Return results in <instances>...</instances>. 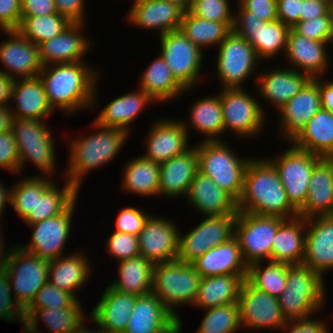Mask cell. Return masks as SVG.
Returning a JSON list of instances; mask_svg holds the SVG:
<instances>
[{"label": "cell", "instance_id": "1", "mask_svg": "<svg viewBox=\"0 0 333 333\" xmlns=\"http://www.w3.org/2000/svg\"><path fill=\"white\" fill-rule=\"evenodd\" d=\"M93 68L87 62L42 66L38 77L54 111L73 115L97 105L100 72Z\"/></svg>", "mask_w": 333, "mask_h": 333}, {"label": "cell", "instance_id": "2", "mask_svg": "<svg viewBox=\"0 0 333 333\" xmlns=\"http://www.w3.org/2000/svg\"><path fill=\"white\" fill-rule=\"evenodd\" d=\"M237 209L239 212L283 219L298 216V211L288 201L276 168L266 157H251L248 162Z\"/></svg>", "mask_w": 333, "mask_h": 333}, {"label": "cell", "instance_id": "3", "mask_svg": "<svg viewBox=\"0 0 333 333\" xmlns=\"http://www.w3.org/2000/svg\"><path fill=\"white\" fill-rule=\"evenodd\" d=\"M94 133L68 139L69 163L63 177L79 191L84 176L115 160L130 134L126 130L105 127L93 121Z\"/></svg>", "mask_w": 333, "mask_h": 333}, {"label": "cell", "instance_id": "4", "mask_svg": "<svg viewBox=\"0 0 333 333\" xmlns=\"http://www.w3.org/2000/svg\"><path fill=\"white\" fill-rule=\"evenodd\" d=\"M325 279L304 264L287 267V283L278 297L282 315L288 321L307 320L325 306Z\"/></svg>", "mask_w": 333, "mask_h": 333}, {"label": "cell", "instance_id": "5", "mask_svg": "<svg viewBox=\"0 0 333 333\" xmlns=\"http://www.w3.org/2000/svg\"><path fill=\"white\" fill-rule=\"evenodd\" d=\"M198 155L199 172L213 182L236 201L243 192L245 169L250 157H238L223 140L200 141L195 144Z\"/></svg>", "mask_w": 333, "mask_h": 333}, {"label": "cell", "instance_id": "6", "mask_svg": "<svg viewBox=\"0 0 333 333\" xmlns=\"http://www.w3.org/2000/svg\"><path fill=\"white\" fill-rule=\"evenodd\" d=\"M48 126L47 121L13 118L11 131L19 154V175L24 171V165L32 162L41 171V176H55L56 140Z\"/></svg>", "mask_w": 333, "mask_h": 333}, {"label": "cell", "instance_id": "7", "mask_svg": "<svg viewBox=\"0 0 333 333\" xmlns=\"http://www.w3.org/2000/svg\"><path fill=\"white\" fill-rule=\"evenodd\" d=\"M201 280L193 264L174 260L154 264L152 292L176 317L181 318L176 307L193 306Z\"/></svg>", "mask_w": 333, "mask_h": 333}, {"label": "cell", "instance_id": "8", "mask_svg": "<svg viewBox=\"0 0 333 333\" xmlns=\"http://www.w3.org/2000/svg\"><path fill=\"white\" fill-rule=\"evenodd\" d=\"M218 95L222 108L224 132L229 130L238 139L248 137L251 139L261 134L264 126L267 125L266 120L269 118H267L268 112L264 110L258 97L252 96L246 88H221Z\"/></svg>", "mask_w": 333, "mask_h": 333}, {"label": "cell", "instance_id": "9", "mask_svg": "<svg viewBox=\"0 0 333 333\" xmlns=\"http://www.w3.org/2000/svg\"><path fill=\"white\" fill-rule=\"evenodd\" d=\"M4 268L14 299L25 310L39 289L48 282L49 261L23 250L18 244L11 246Z\"/></svg>", "mask_w": 333, "mask_h": 333}, {"label": "cell", "instance_id": "10", "mask_svg": "<svg viewBox=\"0 0 333 333\" xmlns=\"http://www.w3.org/2000/svg\"><path fill=\"white\" fill-rule=\"evenodd\" d=\"M215 63L221 88L231 89L246 88V80L255 74L257 77L262 62L252 45L231 31L219 44Z\"/></svg>", "mask_w": 333, "mask_h": 333}, {"label": "cell", "instance_id": "11", "mask_svg": "<svg viewBox=\"0 0 333 333\" xmlns=\"http://www.w3.org/2000/svg\"><path fill=\"white\" fill-rule=\"evenodd\" d=\"M235 6L232 31L252 45L261 61L274 59L279 53H283L284 58L291 28L278 19L261 21L251 16V12L246 11L239 3Z\"/></svg>", "mask_w": 333, "mask_h": 333}, {"label": "cell", "instance_id": "12", "mask_svg": "<svg viewBox=\"0 0 333 333\" xmlns=\"http://www.w3.org/2000/svg\"><path fill=\"white\" fill-rule=\"evenodd\" d=\"M283 218L237 213L234 223V237L237 239L244 263L271 261V247Z\"/></svg>", "mask_w": 333, "mask_h": 333}, {"label": "cell", "instance_id": "13", "mask_svg": "<svg viewBox=\"0 0 333 333\" xmlns=\"http://www.w3.org/2000/svg\"><path fill=\"white\" fill-rule=\"evenodd\" d=\"M267 158L276 168L288 201L298 211L308 195L311 174L323 157L294 147Z\"/></svg>", "mask_w": 333, "mask_h": 333}, {"label": "cell", "instance_id": "14", "mask_svg": "<svg viewBox=\"0 0 333 333\" xmlns=\"http://www.w3.org/2000/svg\"><path fill=\"white\" fill-rule=\"evenodd\" d=\"M158 37L160 55L166 61L172 76L184 89L195 88L202 79L205 52L189 40L180 29Z\"/></svg>", "mask_w": 333, "mask_h": 333}, {"label": "cell", "instance_id": "15", "mask_svg": "<svg viewBox=\"0 0 333 333\" xmlns=\"http://www.w3.org/2000/svg\"><path fill=\"white\" fill-rule=\"evenodd\" d=\"M237 215H204L195 228L181 234L179 231V261L192 264L209 249L227 242L234 236Z\"/></svg>", "mask_w": 333, "mask_h": 333}, {"label": "cell", "instance_id": "16", "mask_svg": "<svg viewBox=\"0 0 333 333\" xmlns=\"http://www.w3.org/2000/svg\"><path fill=\"white\" fill-rule=\"evenodd\" d=\"M77 201L57 216L35 224H27L33 230L31 239L28 244L20 245L18 243V246L47 261H53L60 256L67 255L64 252L65 245L69 242Z\"/></svg>", "mask_w": 333, "mask_h": 333}, {"label": "cell", "instance_id": "17", "mask_svg": "<svg viewBox=\"0 0 333 333\" xmlns=\"http://www.w3.org/2000/svg\"><path fill=\"white\" fill-rule=\"evenodd\" d=\"M237 303L241 327L251 329L248 333L268 328L281 331L287 324L278 298L255 288L246 279L241 286Z\"/></svg>", "mask_w": 333, "mask_h": 333}, {"label": "cell", "instance_id": "18", "mask_svg": "<svg viewBox=\"0 0 333 333\" xmlns=\"http://www.w3.org/2000/svg\"><path fill=\"white\" fill-rule=\"evenodd\" d=\"M179 229L173 219L151 214L138 234L140 255L153 264L177 260Z\"/></svg>", "mask_w": 333, "mask_h": 333}, {"label": "cell", "instance_id": "19", "mask_svg": "<svg viewBox=\"0 0 333 333\" xmlns=\"http://www.w3.org/2000/svg\"><path fill=\"white\" fill-rule=\"evenodd\" d=\"M6 39L0 42V73L12 79L38 77L42 70L39 47L25 39L17 30H0Z\"/></svg>", "mask_w": 333, "mask_h": 333}, {"label": "cell", "instance_id": "20", "mask_svg": "<svg viewBox=\"0 0 333 333\" xmlns=\"http://www.w3.org/2000/svg\"><path fill=\"white\" fill-rule=\"evenodd\" d=\"M154 121L144 138L147 152L141 155L143 158L160 164L183 154L192 147L181 119L160 117Z\"/></svg>", "mask_w": 333, "mask_h": 333}, {"label": "cell", "instance_id": "21", "mask_svg": "<svg viewBox=\"0 0 333 333\" xmlns=\"http://www.w3.org/2000/svg\"><path fill=\"white\" fill-rule=\"evenodd\" d=\"M85 23H71L57 36L42 42L39 58L42 66L72 62H86V54L91 51L94 39L83 34ZM93 42V43H92Z\"/></svg>", "mask_w": 333, "mask_h": 333}, {"label": "cell", "instance_id": "22", "mask_svg": "<svg viewBox=\"0 0 333 333\" xmlns=\"http://www.w3.org/2000/svg\"><path fill=\"white\" fill-rule=\"evenodd\" d=\"M284 67L279 65L273 69L272 67L266 68L258 73L259 76L255 78L254 82L260 99L271 103L277 111L312 79L308 74L287 66Z\"/></svg>", "mask_w": 333, "mask_h": 333}, {"label": "cell", "instance_id": "23", "mask_svg": "<svg viewBox=\"0 0 333 333\" xmlns=\"http://www.w3.org/2000/svg\"><path fill=\"white\" fill-rule=\"evenodd\" d=\"M321 109L319 77L311 79L303 89L277 112L279 134L289 143L305 124Z\"/></svg>", "mask_w": 333, "mask_h": 333}, {"label": "cell", "instance_id": "24", "mask_svg": "<svg viewBox=\"0 0 333 333\" xmlns=\"http://www.w3.org/2000/svg\"><path fill=\"white\" fill-rule=\"evenodd\" d=\"M329 43L308 39L292 28L287 37L285 59L287 67L308 74L312 79L326 74L330 67Z\"/></svg>", "mask_w": 333, "mask_h": 333}, {"label": "cell", "instance_id": "25", "mask_svg": "<svg viewBox=\"0 0 333 333\" xmlns=\"http://www.w3.org/2000/svg\"><path fill=\"white\" fill-rule=\"evenodd\" d=\"M302 264L318 272L333 270V215L306 219L305 253Z\"/></svg>", "mask_w": 333, "mask_h": 333}, {"label": "cell", "instance_id": "26", "mask_svg": "<svg viewBox=\"0 0 333 333\" xmlns=\"http://www.w3.org/2000/svg\"><path fill=\"white\" fill-rule=\"evenodd\" d=\"M183 14L182 8L166 0H133L126 18L132 26L156 30L161 36L179 30Z\"/></svg>", "mask_w": 333, "mask_h": 333}, {"label": "cell", "instance_id": "27", "mask_svg": "<svg viewBox=\"0 0 333 333\" xmlns=\"http://www.w3.org/2000/svg\"><path fill=\"white\" fill-rule=\"evenodd\" d=\"M136 296L121 293L109 284L105 287L100 300L90 311V321L104 333H123L135 305Z\"/></svg>", "mask_w": 333, "mask_h": 333}, {"label": "cell", "instance_id": "28", "mask_svg": "<svg viewBox=\"0 0 333 333\" xmlns=\"http://www.w3.org/2000/svg\"><path fill=\"white\" fill-rule=\"evenodd\" d=\"M198 169L197 149L193 145L181 155L159 164V196L185 198Z\"/></svg>", "mask_w": 333, "mask_h": 333}, {"label": "cell", "instance_id": "29", "mask_svg": "<svg viewBox=\"0 0 333 333\" xmlns=\"http://www.w3.org/2000/svg\"><path fill=\"white\" fill-rule=\"evenodd\" d=\"M15 101V108L9 105L15 119L47 121L55 111L50 106L39 77L15 79L10 101Z\"/></svg>", "mask_w": 333, "mask_h": 333}, {"label": "cell", "instance_id": "30", "mask_svg": "<svg viewBox=\"0 0 333 333\" xmlns=\"http://www.w3.org/2000/svg\"><path fill=\"white\" fill-rule=\"evenodd\" d=\"M204 215H237V201L219 188L211 178L197 172L184 198Z\"/></svg>", "mask_w": 333, "mask_h": 333}, {"label": "cell", "instance_id": "31", "mask_svg": "<svg viewBox=\"0 0 333 333\" xmlns=\"http://www.w3.org/2000/svg\"><path fill=\"white\" fill-rule=\"evenodd\" d=\"M333 215V158H323L314 168L304 205L298 216L307 219Z\"/></svg>", "mask_w": 333, "mask_h": 333}, {"label": "cell", "instance_id": "32", "mask_svg": "<svg viewBox=\"0 0 333 333\" xmlns=\"http://www.w3.org/2000/svg\"><path fill=\"white\" fill-rule=\"evenodd\" d=\"M89 261L88 255L78 250L49 261L48 282L79 300L77 290L87 284L92 273Z\"/></svg>", "mask_w": 333, "mask_h": 333}, {"label": "cell", "instance_id": "33", "mask_svg": "<svg viewBox=\"0 0 333 333\" xmlns=\"http://www.w3.org/2000/svg\"><path fill=\"white\" fill-rule=\"evenodd\" d=\"M135 92H126L110 101L94 119L99 125L126 130L129 134L133 122L150 103H156L141 88ZM128 93V94H127Z\"/></svg>", "mask_w": 333, "mask_h": 333}, {"label": "cell", "instance_id": "34", "mask_svg": "<svg viewBox=\"0 0 333 333\" xmlns=\"http://www.w3.org/2000/svg\"><path fill=\"white\" fill-rule=\"evenodd\" d=\"M201 278L218 275H247L240 246L233 236L227 242L209 249L193 263Z\"/></svg>", "mask_w": 333, "mask_h": 333}, {"label": "cell", "instance_id": "35", "mask_svg": "<svg viewBox=\"0 0 333 333\" xmlns=\"http://www.w3.org/2000/svg\"><path fill=\"white\" fill-rule=\"evenodd\" d=\"M306 219L296 216L284 219L271 247V261L288 265L302 264L305 253Z\"/></svg>", "mask_w": 333, "mask_h": 333}, {"label": "cell", "instance_id": "36", "mask_svg": "<svg viewBox=\"0 0 333 333\" xmlns=\"http://www.w3.org/2000/svg\"><path fill=\"white\" fill-rule=\"evenodd\" d=\"M289 143L323 158H333V113L321 108Z\"/></svg>", "mask_w": 333, "mask_h": 333}, {"label": "cell", "instance_id": "37", "mask_svg": "<svg viewBox=\"0 0 333 333\" xmlns=\"http://www.w3.org/2000/svg\"><path fill=\"white\" fill-rule=\"evenodd\" d=\"M147 66L139 76L138 87L145 91L156 103L172 102L181 99V96H185L189 91H193V88L184 89L176 81L160 54Z\"/></svg>", "mask_w": 333, "mask_h": 333}, {"label": "cell", "instance_id": "38", "mask_svg": "<svg viewBox=\"0 0 333 333\" xmlns=\"http://www.w3.org/2000/svg\"><path fill=\"white\" fill-rule=\"evenodd\" d=\"M175 318L153 292L136 296L133 311L123 333H158Z\"/></svg>", "mask_w": 333, "mask_h": 333}, {"label": "cell", "instance_id": "39", "mask_svg": "<svg viewBox=\"0 0 333 333\" xmlns=\"http://www.w3.org/2000/svg\"><path fill=\"white\" fill-rule=\"evenodd\" d=\"M191 104L188 122L182 119L189 138L192 130L205 135L204 141L222 140L224 125L218 93L201 97Z\"/></svg>", "mask_w": 333, "mask_h": 333}, {"label": "cell", "instance_id": "40", "mask_svg": "<svg viewBox=\"0 0 333 333\" xmlns=\"http://www.w3.org/2000/svg\"><path fill=\"white\" fill-rule=\"evenodd\" d=\"M80 303L79 300L71 308L62 309H25L24 327L33 333H41L38 325L42 320L51 333H71L88 320Z\"/></svg>", "mask_w": 333, "mask_h": 333}, {"label": "cell", "instance_id": "41", "mask_svg": "<svg viewBox=\"0 0 333 333\" xmlns=\"http://www.w3.org/2000/svg\"><path fill=\"white\" fill-rule=\"evenodd\" d=\"M247 275H218L201 278L193 307L204 309L237 303Z\"/></svg>", "mask_w": 333, "mask_h": 333}, {"label": "cell", "instance_id": "42", "mask_svg": "<svg viewBox=\"0 0 333 333\" xmlns=\"http://www.w3.org/2000/svg\"><path fill=\"white\" fill-rule=\"evenodd\" d=\"M121 173V191L126 194L159 197V163L138 155L124 164Z\"/></svg>", "mask_w": 333, "mask_h": 333}, {"label": "cell", "instance_id": "43", "mask_svg": "<svg viewBox=\"0 0 333 333\" xmlns=\"http://www.w3.org/2000/svg\"><path fill=\"white\" fill-rule=\"evenodd\" d=\"M117 265L118 277L109 283L113 289L135 296L152 292L154 268L152 262L139 255L119 261Z\"/></svg>", "mask_w": 333, "mask_h": 333}, {"label": "cell", "instance_id": "44", "mask_svg": "<svg viewBox=\"0 0 333 333\" xmlns=\"http://www.w3.org/2000/svg\"><path fill=\"white\" fill-rule=\"evenodd\" d=\"M65 181L62 188L58 187L56 180L43 194H36L35 215H28L23 222L35 224L65 212L80 193L73 184Z\"/></svg>", "mask_w": 333, "mask_h": 333}, {"label": "cell", "instance_id": "45", "mask_svg": "<svg viewBox=\"0 0 333 333\" xmlns=\"http://www.w3.org/2000/svg\"><path fill=\"white\" fill-rule=\"evenodd\" d=\"M233 23H220L202 19L184 11L180 30L202 51L205 47L219 46L232 31Z\"/></svg>", "mask_w": 333, "mask_h": 333}, {"label": "cell", "instance_id": "46", "mask_svg": "<svg viewBox=\"0 0 333 333\" xmlns=\"http://www.w3.org/2000/svg\"><path fill=\"white\" fill-rule=\"evenodd\" d=\"M54 181V178L39 173L14 183L10 205L18 217L24 220L28 215H35L36 194H43Z\"/></svg>", "mask_w": 333, "mask_h": 333}, {"label": "cell", "instance_id": "47", "mask_svg": "<svg viewBox=\"0 0 333 333\" xmlns=\"http://www.w3.org/2000/svg\"><path fill=\"white\" fill-rule=\"evenodd\" d=\"M264 263L256 262L249 265L246 280L255 288L278 298L286 288L289 265L273 261Z\"/></svg>", "mask_w": 333, "mask_h": 333}, {"label": "cell", "instance_id": "48", "mask_svg": "<svg viewBox=\"0 0 333 333\" xmlns=\"http://www.w3.org/2000/svg\"><path fill=\"white\" fill-rule=\"evenodd\" d=\"M71 22L58 13L41 16H21V22L16 29L25 39L40 45L60 34Z\"/></svg>", "mask_w": 333, "mask_h": 333}, {"label": "cell", "instance_id": "49", "mask_svg": "<svg viewBox=\"0 0 333 333\" xmlns=\"http://www.w3.org/2000/svg\"><path fill=\"white\" fill-rule=\"evenodd\" d=\"M242 329L239 305L231 303L205 309L196 333H236Z\"/></svg>", "mask_w": 333, "mask_h": 333}, {"label": "cell", "instance_id": "50", "mask_svg": "<svg viewBox=\"0 0 333 333\" xmlns=\"http://www.w3.org/2000/svg\"><path fill=\"white\" fill-rule=\"evenodd\" d=\"M77 301L72 294L47 282L39 289L34 300L26 309L71 308Z\"/></svg>", "mask_w": 333, "mask_h": 333}, {"label": "cell", "instance_id": "51", "mask_svg": "<svg viewBox=\"0 0 333 333\" xmlns=\"http://www.w3.org/2000/svg\"><path fill=\"white\" fill-rule=\"evenodd\" d=\"M189 11L202 19L233 23L234 9H231L230 0H202L195 3Z\"/></svg>", "mask_w": 333, "mask_h": 333}, {"label": "cell", "instance_id": "52", "mask_svg": "<svg viewBox=\"0 0 333 333\" xmlns=\"http://www.w3.org/2000/svg\"><path fill=\"white\" fill-rule=\"evenodd\" d=\"M106 252L117 262L140 255L138 236L113 231L106 240Z\"/></svg>", "mask_w": 333, "mask_h": 333}, {"label": "cell", "instance_id": "53", "mask_svg": "<svg viewBox=\"0 0 333 333\" xmlns=\"http://www.w3.org/2000/svg\"><path fill=\"white\" fill-rule=\"evenodd\" d=\"M292 29L308 39L322 41L333 45V27L329 14L310 20H301Z\"/></svg>", "mask_w": 333, "mask_h": 333}, {"label": "cell", "instance_id": "54", "mask_svg": "<svg viewBox=\"0 0 333 333\" xmlns=\"http://www.w3.org/2000/svg\"><path fill=\"white\" fill-rule=\"evenodd\" d=\"M9 285V276L5 268L0 269V317L6 322L19 321L24 326V310L12 296Z\"/></svg>", "mask_w": 333, "mask_h": 333}, {"label": "cell", "instance_id": "55", "mask_svg": "<svg viewBox=\"0 0 333 333\" xmlns=\"http://www.w3.org/2000/svg\"><path fill=\"white\" fill-rule=\"evenodd\" d=\"M151 214L137 207H125L119 210L116 216L115 229L113 231L129 233L138 236Z\"/></svg>", "mask_w": 333, "mask_h": 333}, {"label": "cell", "instance_id": "56", "mask_svg": "<svg viewBox=\"0 0 333 333\" xmlns=\"http://www.w3.org/2000/svg\"><path fill=\"white\" fill-rule=\"evenodd\" d=\"M0 167L19 174V154L12 131L0 133Z\"/></svg>", "mask_w": 333, "mask_h": 333}, {"label": "cell", "instance_id": "57", "mask_svg": "<svg viewBox=\"0 0 333 333\" xmlns=\"http://www.w3.org/2000/svg\"><path fill=\"white\" fill-rule=\"evenodd\" d=\"M237 3L246 11H250L251 16L261 21L269 22L278 19L277 0H237Z\"/></svg>", "mask_w": 333, "mask_h": 333}, {"label": "cell", "instance_id": "58", "mask_svg": "<svg viewBox=\"0 0 333 333\" xmlns=\"http://www.w3.org/2000/svg\"><path fill=\"white\" fill-rule=\"evenodd\" d=\"M20 22V0H0V30H16Z\"/></svg>", "mask_w": 333, "mask_h": 333}, {"label": "cell", "instance_id": "59", "mask_svg": "<svg viewBox=\"0 0 333 333\" xmlns=\"http://www.w3.org/2000/svg\"><path fill=\"white\" fill-rule=\"evenodd\" d=\"M56 11L71 23H86L85 0H54Z\"/></svg>", "mask_w": 333, "mask_h": 333}, {"label": "cell", "instance_id": "60", "mask_svg": "<svg viewBox=\"0 0 333 333\" xmlns=\"http://www.w3.org/2000/svg\"><path fill=\"white\" fill-rule=\"evenodd\" d=\"M302 0H277L278 20L292 28L301 21Z\"/></svg>", "mask_w": 333, "mask_h": 333}, {"label": "cell", "instance_id": "61", "mask_svg": "<svg viewBox=\"0 0 333 333\" xmlns=\"http://www.w3.org/2000/svg\"><path fill=\"white\" fill-rule=\"evenodd\" d=\"M282 331L285 333H329V328L323 320L310 318L307 320L288 321Z\"/></svg>", "mask_w": 333, "mask_h": 333}, {"label": "cell", "instance_id": "62", "mask_svg": "<svg viewBox=\"0 0 333 333\" xmlns=\"http://www.w3.org/2000/svg\"><path fill=\"white\" fill-rule=\"evenodd\" d=\"M21 16H41L57 13L54 0H20Z\"/></svg>", "mask_w": 333, "mask_h": 333}, {"label": "cell", "instance_id": "63", "mask_svg": "<svg viewBox=\"0 0 333 333\" xmlns=\"http://www.w3.org/2000/svg\"><path fill=\"white\" fill-rule=\"evenodd\" d=\"M328 14V0H302L301 20Z\"/></svg>", "mask_w": 333, "mask_h": 333}, {"label": "cell", "instance_id": "64", "mask_svg": "<svg viewBox=\"0 0 333 333\" xmlns=\"http://www.w3.org/2000/svg\"><path fill=\"white\" fill-rule=\"evenodd\" d=\"M319 93L321 98V108L333 113V80H322L319 77Z\"/></svg>", "mask_w": 333, "mask_h": 333}, {"label": "cell", "instance_id": "65", "mask_svg": "<svg viewBox=\"0 0 333 333\" xmlns=\"http://www.w3.org/2000/svg\"><path fill=\"white\" fill-rule=\"evenodd\" d=\"M14 79L0 73V107L9 106Z\"/></svg>", "mask_w": 333, "mask_h": 333}, {"label": "cell", "instance_id": "66", "mask_svg": "<svg viewBox=\"0 0 333 333\" xmlns=\"http://www.w3.org/2000/svg\"><path fill=\"white\" fill-rule=\"evenodd\" d=\"M13 115L9 106L0 107V133H5L11 130Z\"/></svg>", "mask_w": 333, "mask_h": 333}, {"label": "cell", "instance_id": "67", "mask_svg": "<svg viewBox=\"0 0 333 333\" xmlns=\"http://www.w3.org/2000/svg\"><path fill=\"white\" fill-rule=\"evenodd\" d=\"M3 182L0 181V225H1V218L3 217L2 214L4 212V208L7 207L6 205L9 203L10 205V198H11V188H7V186L2 184Z\"/></svg>", "mask_w": 333, "mask_h": 333}, {"label": "cell", "instance_id": "68", "mask_svg": "<svg viewBox=\"0 0 333 333\" xmlns=\"http://www.w3.org/2000/svg\"><path fill=\"white\" fill-rule=\"evenodd\" d=\"M181 318H175L166 328L158 333H182L183 322Z\"/></svg>", "mask_w": 333, "mask_h": 333}, {"label": "cell", "instance_id": "69", "mask_svg": "<svg viewBox=\"0 0 333 333\" xmlns=\"http://www.w3.org/2000/svg\"><path fill=\"white\" fill-rule=\"evenodd\" d=\"M1 226L2 225H0V269L4 268L5 261H6V255H7L8 249H9V247L6 246V242L4 239L5 237L3 236L4 233L2 232L3 227L1 228Z\"/></svg>", "mask_w": 333, "mask_h": 333}, {"label": "cell", "instance_id": "70", "mask_svg": "<svg viewBox=\"0 0 333 333\" xmlns=\"http://www.w3.org/2000/svg\"><path fill=\"white\" fill-rule=\"evenodd\" d=\"M166 1L178 5L184 11L190 10V0H166Z\"/></svg>", "mask_w": 333, "mask_h": 333}, {"label": "cell", "instance_id": "71", "mask_svg": "<svg viewBox=\"0 0 333 333\" xmlns=\"http://www.w3.org/2000/svg\"><path fill=\"white\" fill-rule=\"evenodd\" d=\"M71 333H91V328L86 326V322L80 325L76 330L72 331Z\"/></svg>", "mask_w": 333, "mask_h": 333}, {"label": "cell", "instance_id": "72", "mask_svg": "<svg viewBox=\"0 0 333 333\" xmlns=\"http://www.w3.org/2000/svg\"><path fill=\"white\" fill-rule=\"evenodd\" d=\"M328 14L333 27V0H328Z\"/></svg>", "mask_w": 333, "mask_h": 333}, {"label": "cell", "instance_id": "73", "mask_svg": "<svg viewBox=\"0 0 333 333\" xmlns=\"http://www.w3.org/2000/svg\"><path fill=\"white\" fill-rule=\"evenodd\" d=\"M202 0H190V8L195 4V3H198Z\"/></svg>", "mask_w": 333, "mask_h": 333}, {"label": "cell", "instance_id": "74", "mask_svg": "<svg viewBox=\"0 0 333 333\" xmlns=\"http://www.w3.org/2000/svg\"><path fill=\"white\" fill-rule=\"evenodd\" d=\"M22 332H24V333H33V332L29 331L27 328H25L24 326H22Z\"/></svg>", "mask_w": 333, "mask_h": 333}, {"label": "cell", "instance_id": "75", "mask_svg": "<svg viewBox=\"0 0 333 333\" xmlns=\"http://www.w3.org/2000/svg\"><path fill=\"white\" fill-rule=\"evenodd\" d=\"M91 333H104V332H101L98 329H91Z\"/></svg>", "mask_w": 333, "mask_h": 333}]
</instances>
